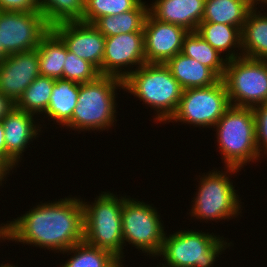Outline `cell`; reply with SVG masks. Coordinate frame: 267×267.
<instances>
[{
	"label": "cell",
	"mask_w": 267,
	"mask_h": 267,
	"mask_svg": "<svg viewBox=\"0 0 267 267\" xmlns=\"http://www.w3.org/2000/svg\"><path fill=\"white\" fill-rule=\"evenodd\" d=\"M10 222V223H8ZM4 224V239L64 252L84 241L82 200L68 197L42 203Z\"/></svg>",
	"instance_id": "obj_1"
},
{
	"label": "cell",
	"mask_w": 267,
	"mask_h": 267,
	"mask_svg": "<svg viewBox=\"0 0 267 267\" xmlns=\"http://www.w3.org/2000/svg\"><path fill=\"white\" fill-rule=\"evenodd\" d=\"M124 90L157 111V121L166 123L179 105L183 89L165 64L145 63L126 71Z\"/></svg>",
	"instance_id": "obj_2"
},
{
	"label": "cell",
	"mask_w": 267,
	"mask_h": 267,
	"mask_svg": "<svg viewBox=\"0 0 267 267\" xmlns=\"http://www.w3.org/2000/svg\"><path fill=\"white\" fill-rule=\"evenodd\" d=\"M124 89L123 80L100 75L95 81L79 83V96L71 121L66 125L73 130H105L114 126L116 89ZM74 127V128H73Z\"/></svg>",
	"instance_id": "obj_3"
},
{
	"label": "cell",
	"mask_w": 267,
	"mask_h": 267,
	"mask_svg": "<svg viewBox=\"0 0 267 267\" xmlns=\"http://www.w3.org/2000/svg\"><path fill=\"white\" fill-rule=\"evenodd\" d=\"M125 198L126 196L118 198L113 193L101 192L92 204L82 201L84 241L109 251L118 260H122L126 246L122 235V208Z\"/></svg>",
	"instance_id": "obj_4"
},
{
	"label": "cell",
	"mask_w": 267,
	"mask_h": 267,
	"mask_svg": "<svg viewBox=\"0 0 267 267\" xmlns=\"http://www.w3.org/2000/svg\"><path fill=\"white\" fill-rule=\"evenodd\" d=\"M214 128L226 167L241 169L247 162H254L262 156L257 150L255 117L251 107L231 105Z\"/></svg>",
	"instance_id": "obj_5"
},
{
	"label": "cell",
	"mask_w": 267,
	"mask_h": 267,
	"mask_svg": "<svg viewBox=\"0 0 267 267\" xmlns=\"http://www.w3.org/2000/svg\"><path fill=\"white\" fill-rule=\"evenodd\" d=\"M213 233L179 230L164 236L158 256L165 261L162 267H211L220 252L231 243ZM166 265V266H164ZM168 265V266H167Z\"/></svg>",
	"instance_id": "obj_6"
},
{
	"label": "cell",
	"mask_w": 267,
	"mask_h": 267,
	"mask_svg": "<svg viewBox=\"0 0 267 267\" xmlns=\"http://www.w3.org/2000/svg\"><path fill=\"white\" fill-rule=\"evenodd\" d=\"M226 172L213 171L202 175L198 192L194 197L190 215L200 220L231 219L239 215L241 208L239 195L230 181V173L239 172L238 168L226 167ZM229 172V174H228ZM231 216V217H230Z\"/></svg>",
	"instance_id": "obj_7"
},
{
	"label": "cell",
	"mask_w": 267,
	"mask_h": 267,
	"mask_svg": "<svg viewBox=\"0 0 267 267\" xmlns=\"http://www.w3.org/2000/svg\"><path fill=\"white\" fill-rule=\"evenodd\" d=\"M222 80L232 106L253 108L267 102V59L227 60Z\"/></svg>",
	"instance_id": "obj_8"
},
{
	"label": "cell",
	"mask_w": 267,
	"mask_h": 267,
	"mask_svg": "<svg viewBox=\"0 0 267 267\" xmlns=\"http://www.w3.org/2000/svg\"><path fill=\"white\" fill-rule=\"evenodd\" d=\"M135 200L129 197L123 202V242H128L143 253L156 257L161 251L166 233L160 215L150 204Z\"/></svg>",
	"instance_id": "obj_9"
},
{
	"label": "cell",
	"mask_w": 267,
	"mask_h": 267,
	"mask_svg": "<svg viewBox=\"0 0 267 267\" xmlns=\"http://www.w3.org/2000/svg\"><path fill=\"white\" fill-rule=\"evenodd\" d=\"M230 106L226 86L219 79L208 87L183 90L177 110L168 122L173 120L212 128Z\"/></svg>",
	"instance_id": "obj_10"
},
{
	"label": "cell",
	"mask_w": 267,
	"mask_h": 267,
	"mask_svg": "<svg viewBox=\"0 0 267 267\" xmlns=\"http://www.w3.org/2000/svg\"><path fill=\"white\" fill-rule=\"evenodd\" d=\"M50 30L41 12L0 11V45L8 55L37 49Z\"/></svg>",
	"instance_id": "obj_11"
},
{
	"label": "cell",
	"mask_w": 267,
	"mask_h": 267,
	"mask_svg": "<svg viewBox=\"0 0 267 267\" xmlns=\"http://www.w3.org/2000/svg\"><path fill=\"white\" fill-rule=\"evenodd\" d=\"M146 63L144 53V32H132L106 37L102 61V75L126 77V69L135 65V69Z\"/></svg>",
	"instance_id": "obj_12"
},
{
	"label": "cell",
	"mask_w": 267,
	"mask_h": 267,
	"mask_svg": "<svg viewBox=\"0 0 267 267\" xmlns=\"http://www.w3.org/2000/svg\"><path fill=\"white\" fill-rule=\"evenodd\" d=\"M143 32L146 63L165 64L182 52L183 39L189 31L176 24L161 22L148 13Z\"/></svg>",
	"instance_id": "obj_13"
},
{
	"label": "cell",
	"mask_w": 267,
	"mask_h": 267,
	"mask_svg": "<svg viewBox=\"0 0 267 267\" xmlns=\"http://www.w3.org/2000/svg\"><path fill=\"white\" fill-rule=\"evenodd\" d=\"M65 43L68 51L89 61L102 75L106 37L93 24L82 21L60 23L51 28Z\"/></svg>",
	"instance_id": "obj_14"
},
{
	"label": "cell",
	"mask_w": 267,
	"mask_h": 267,
	"mask_svg": "<svg viewBox=\"0 0 267 267\" xmlns=\"http://www.w3.org/2000/svg\"><path fill=\"white\" fill-rule=\"evenodd\" d=\"M39 76L36 49L8 55L0 63V93L16 103L24 90Z\"/></svg>",
	"instance_id": "obj_15"
},
{
	"label": "cell",
	"mask_w": 267,
	"mask_h": 267,
	"mask_svg": "<svg viewBox=\"0 0 267 267\" xmlns=\"http://www.w3.org/2000/svg\"><path fill=\"white\" fill-rule=\"evenodd\" d=\"M34 115L14 108L2 119L6 144V162L14 168L22 158L27 144L39 134ZM40 128V129H38Z\"/></svg>",
	"instance_id": "obj_16"
},
{
	"label": "cell",
	"mask_w": 267,
	"mask_h": 267,
	"mask_svg": "<svg viewBox=\"0 0 267 267\" xmlns=\"http://www.w3.org/2000/svg\"><path fill=\"white\" fill-rule=\"evenodd\" d=\"M149 13L157 20L196 31L202 21L205 0H156Z\"/></svg>",
	"instance_id": "obj_17"
},
{
	"label": "cell",
	"mask_w": 267,
	"mask_h": 267,
	"mask_svg": "<svg viewBox=\"0 0 267 267\" xmlns=\"http://www.w3.org/2000/svg\"><path fill=\"white\" fill-rule=\"evenodd\" d=\"M165 65L170 69L172 76L179 82L183 90L208 87L220 79L210 68L182 53L169 59Z\"/></svg>",
	"instance_id": "obj_18"
},
{
	"label": "cell",
	"mask_w": 267,
	"mask_h": 267,
	"mask_svg": "<svg viewBox=\"0 0 267 267\" xmlns=\"http://www.w3.org/2000/svg\"><path fill=\"white\" fill-rule=\"evenodd\" d=\"M254 6L247 14L241 30V54L252 59H267V14L256 12Z\"/></svg>",
	"instance_id": "obj_19"
},
{
	"label": "cell",
	"mask_w": 267,
	"mask_h": 267,
	"mask_svg": "<svg viewBox=\"0 0 267 267\" xmlns=\"http://www.w3.org/2000/svg\"><path fill=\"white\" fill-rule=\"evenodd\" d=\"M196 32L220 54L222 52L224 54L227 51L228 54L225 55L227 60L242 56L241 53L235 52V50L232 51L234 48H238L239 50L242 48V34L239 27L212 22H201Z\"/></svg>",
	"instance_id": "obj_20"
},
{
	"label": "cell",
	"mask_w": 267,
	"mask_h": 267,
	"mask_svg": "<svg viewBox=\"0 0 267 267\" xmlns=\"http://www.w3.org/2000/svg\"><path fill=\"white\" fill-rule=\"evenodd\" d=\"M79 96V83L63 78L55 79L49 105L44 115L66 126L72 118Z\"/></svg>",
	"instance_id": "obj_21"
},
{
	"label": "cell",
	"mask_w": 267,
	"mask_h": 267,
	"mask_svg": "<svg viewBox=\"0 0 267 267\" xmlns=\"http://www.w3.org/2000/svg\"><path fill=\"white\" fill-rule=\"evenodd\" d=\"M254 6L250 0H205L201 22L226 24L242 30L248 12Z\"/></svg>",
	"instance_id": "obj_22"
},
{
	"label": "cell",
	"mask_w": 267,
	"mask_h": 267,
	"mask_svg": "<svg viewBox=\"0 0 267 267\" xmlns=\"http://www.w3.org/2000/svg\"><path fill=\"white\" fill-rule=\"evenodd\" d=\"M149 13V6L141 1L133 10L118 14L106 15L96 19L92 24L105 37L143 32L144 22Z\"/></svg>",
	"instance_id": "obj_23"
},
{
	"label": "cell",
	"mask_w": 267,
	"mask_h": 267,
	"mask_svg": "<svg viewBox=\"0 0 267 267\" xmlns=\"http://www.w3.org/2000/svg\"><path fill=\"white\" fill-rule=\"evenodd\" d=\"M36 50L39 56L40 76L63 78L67 47L52 29L42 38Z\"/></svg>",
	"instance_id": "obj_24"
},
{
	"label": "cell",
	"mask_w": 267,
	"mask_h": 267,
	"mask_svg": "<svg viewBox=\"0 0 267 267\" xmlns=\"http://www.w3.org/2000/svg\"><path fill=\"white\" fill-rule=\"evenodd\" d=\"M181 53L207 66L220 79L223 78L227 59L222 58L223 56L201 38L196 31H189L184 36Z\"/></svg>",
	"instance_id": "obj_25"
},
{
	"label": "cell",
	"mask_w": 267,
	"mask_h": 267,
	"mask_svg": "<svg viewBox=\"0 0 267 267\" xmlns=\"http://www.w3.org/2000/svg\"><path fill=\"white\" fill-rule=\"evenodd\" d=\"M54 83V78L45 76L37 77L24 90L23 95L15 103V107L32 115L45 113L49 105Z\"/></svg>",
	"instance_id": "obj_26"
},
{
	"label": "cell",
	"mask_w": 267,
	"mask_h": 267,
	"mask_svg": "<svg viewBox=\"0 0 267 267\" xmlns=\"http://www.w3.org/2000/svg\"><path fill=\"white\" fill-rule=\"evenodd\" d=\"M38 3L51 28L65 22H83L84 0H38Z\"/></svg>",
	"instance_id": "obj_27"
},
{
	"label": "cell",
	"mask_w": 267,
	"mask_h": 267,
	"mask_svg": "<svg viewBox=\"0 0 267 267\" xmlns=\"http://www.w3.org/2000/svg\"><path fill=\"white\" fill-rule=\"evenodd\" d=\"M71 256L65 264L60 267H112L118 259L109 251L87 244L85 241L73 245L64 253Z\"/></svg>",
	"instance_id": "obj_28"
},
{
	"label": "cell",
	"mask_w": 267,
	"mask_h": 267,
	"mask_svg": "<svg viewBox=\"0 0 267 267\" xmlns=\"http://www.w3.org/2000/svg\"><path fill=\"white\" fill-rule=\"evenodd\" d=\"M142 0H84L83 22L92 24L106 15H118L133 10Z\"/></svg>",
	"instance_id": "obj_29"
},
{
	"label": "cell",
	"mask_w": 267,
	"mask_h": 267,
	"mask_svg": "<svg viewBox=\"0 0 267 267\" xmlns=\"http://www.w3.org/2000/svg\"><path fill=\"white\" fill-rule=\"evenodd\" d=\"M99 76V70L93 64L79 58L67 49L63 79L82 84L95 81Z\"/></svg>",
	"instance_id": "obj_30"
},
{
	"label": "cell",
	"mask_w": 267,
	"mask_h": 267,
	"mask_svg": "<svg viewBox=\"0 0 267 267\" xmlns=\"http://www.w3.org/2000/svg\"><path fill=\"white\" fill-rule=\"evenodd\" d=\"M252 109L255 117L257 150L260 155L262 154L260 153L262 151L264 152V155H267V102L254 106Z\"/></svg>",
	"instance_id": "obj_31"
},
{
	"label": "cell",
	"mask_w": 267,
	"mask_h": 267,
	"mask_svg": "<svg viewBox=\"0 0 267 267\" xmlns=\"http://www.w3.org/2000/svg\"><path fill=\"white\" fill-rule=\"evenodd\" d=\"M0 11L40 12L38 0H0Z\"/></svg>",
	"instance_id": "obj_32"
},
{
	"label": "cell",
	"mask_w": 267,
	"mask_h": 267,
	"mask_svg": "<svg viewBox=\"0 0 267 267\" xmlns=\"http://www.w3.org/2000/svg\"><path fill=\"white\" fill-rule=\"evenodd\" d=\"M15 106L8 97L0 93V120H2Z\"/></svg>",
	"instance_id": "obj_33"
},
{
	"label": "cell",
	"mask_w": 267,
	"mask_h": 267,
	"mask_svg": "<svg viewBox=\"0 0 267 267\" xmlns=\"http://www.w3.org/2000/svg\"><path fill=\"white\" fill-rule=\"evenodd\" d=\"M13 168L0 156V185L2 180H5L6 175L9 174Z\"/></svg>",
	"instance_id": "obj_34"
},
{
	"label": "cell",
	"mask_w": 267,
	"mask_h": 267,
	"mask_svg": "<svg viewBox=\"0 0 267 267\" xmlns=\"http://www.w3.org/2000/svg\"><path fill=\"white\" fill-rule=\"evenodd\" d=\"M0 156L6 161V144L4 140V127L0 120Z\"/></svg>",
	"instance_id": "obj_35"
},
{
	"label": "cell",
	"mask_w": 267,
	"mask_h": 267,
	"mask_svg": "<svg viewBox=\"0 0 267 267\" xmlns=\"http://www.w3.org/2000/svg\"><path fill=\"white\" fill-rule=\"evenodd\" d=\"M8 56V54L4 51L2 46L0 45V63Z\"/></svg>",
	"instance_id": "obj_36"
},
{
	"label": "cell",
	"mask_w": 267,
	"mask_h": 267,
	"mask_svg": "<svg viewBox=\"0 0 267 267\" xmlns=\"http://www.w3.org/2000/svg\"><path fill=\"white\" fill-rule=\"evenodd\" d=\"M255 6L259 4L260 2L267 5V0H250ZM259 1V2H258ZM256 3V4H255Z\"/></svg>",
	"instance_id": "obj_37"
},
{
	"label": "cell",
	"mask_w": 267,
	"mask_h": 267,
	"mask_svg": "<svg viewBox=\"0 0 267 267\" xmlns=\"http://www.w3.org/2000/svg\"><path fill=\"white\" fill-rule=\"evenodd\" d=\"M1 238H2V240H5L4 239V224H3V226H2V224L0 226V241H1Z\"/></svg>",
	"instance_id": "obj_38"
},
{
	"label": "cell",
	"mask_w": 267,
	"mask_h": 267,
	"mask_svg": "<svg viewBox=\"0 0 267 267\" xmlns=\"http://www.w3.org/2000/svg\"><path fill=\"white\" fill-rule=\"evenodd\" d=\"M122 262L123 260H118L112 267H124Z\"/></svg>",
	"instance_id": "obj_39"
},
{
	"label": "cell",
	"mask_w": 267,
	"mask_h": 267,
	"mask_svg": "<svg viewBox=\"0 0 267 267\" xmlns=\"http://www.w3.org/2000/svg\"><path fill=\"white\" fill-rule=\"evenodd\" d=\"M0 267H18V266H13V264L9 265L8 263L7 264H1Z\"/></svg>",
	"instance_id": "obj_40"
}]
</instances>
